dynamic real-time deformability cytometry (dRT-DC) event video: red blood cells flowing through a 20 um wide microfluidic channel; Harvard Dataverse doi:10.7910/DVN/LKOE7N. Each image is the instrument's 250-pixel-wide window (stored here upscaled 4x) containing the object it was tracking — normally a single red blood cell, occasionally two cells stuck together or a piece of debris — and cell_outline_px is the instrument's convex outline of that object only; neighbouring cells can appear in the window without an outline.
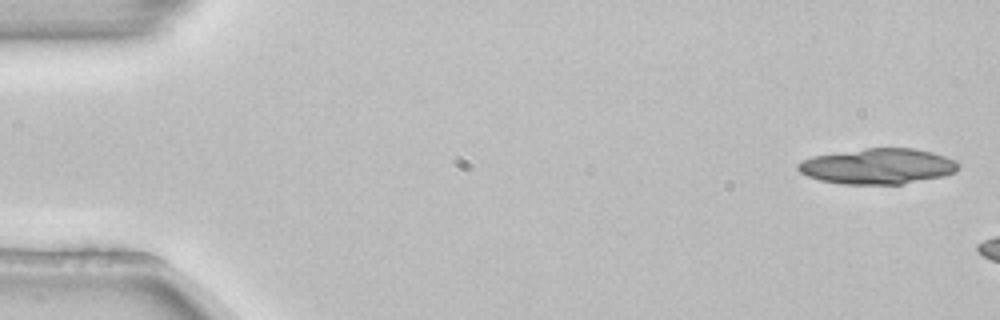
{"species": "common noctule bat (a hibernating species)", "species_latin": "Nyctalus noctula", "temperature_condition": "room temperature", "stored_images_in_passage": 3, "camera_frame_rate_fps": 3000, "um_per_image_px": 0.085, "animal": {"sex": "female", "body_mass_g": 22.7, "forearm_length_mm": 54.2}, "frame": {"image": 1, "passage_image": 1, "time_ms": 0.0, "image_size_px": [1000, 320], "cell_outline_px": [[960, 164], [956, 172], [944, 176], [900, 184], [840, 184], [820, 180], [808, 176], [800, 172], [796, 168], [796, 164], [800, 160], [812, 156], [864, 148], [916, 148], [932, 152], [956, 160]], "centroid_in_image_um": [74.6, 14.13], "position_along_channel_um": 10.4, "area_um2": 33.47}}